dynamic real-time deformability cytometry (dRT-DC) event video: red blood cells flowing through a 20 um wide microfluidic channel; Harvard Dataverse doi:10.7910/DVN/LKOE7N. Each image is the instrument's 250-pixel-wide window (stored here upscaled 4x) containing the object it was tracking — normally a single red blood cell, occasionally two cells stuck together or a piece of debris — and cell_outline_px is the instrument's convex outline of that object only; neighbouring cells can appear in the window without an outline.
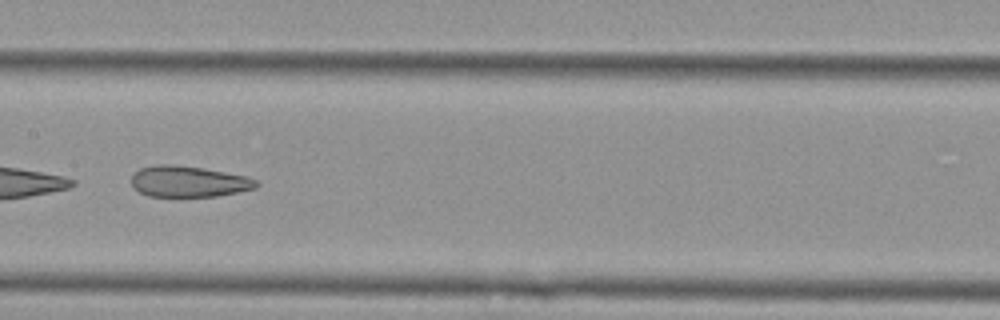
{"species": "Egyptian fruit bat (a non-hibernating species)", "species_latin": "Rousettus aegyptiacus", "temperature_condition": "cold", "stored_images_in_passage": 7, "camera_frame_rate_fps": 3000, "um_per_image_px": 0.085, "animal": {"sex": "female"}, "frame": {"image": 1, "passage_image": 7, "time_ms": 2.0, "image_size_px": [1000, 320], "cell_outline_px": [[260, 184], [256, 188], [220, 196], [148, 196], [140, 192], [132, 184], [132, 176], [140, 168], [156, 164], [172, 164], [204, 168], [248, 176], [256, 180]], "centroid_in_image_um": [16.07, 15.42], "position_along_channel_um": 191.3, "area_um2": 22.66}}